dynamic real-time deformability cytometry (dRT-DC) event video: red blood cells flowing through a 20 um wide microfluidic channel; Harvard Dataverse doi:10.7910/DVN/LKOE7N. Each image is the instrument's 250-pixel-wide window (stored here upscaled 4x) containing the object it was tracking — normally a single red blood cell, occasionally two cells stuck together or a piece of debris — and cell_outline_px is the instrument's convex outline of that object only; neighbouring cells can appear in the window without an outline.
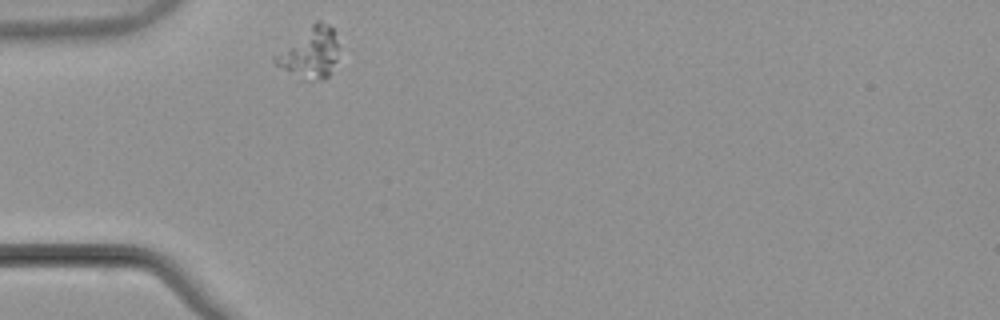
{"species": "common noctule bat (a hibernating species)", "species_latin": "Nyctalus noctula", "temperature_condition": "warm", "stored_images_in_passage": 34, "camera_frame_rate_fps": 3000, "um_per_image_px": 0.085, "animal": {"sex": "male", "body_mass_g": 21.5, "forearm_length_mm": 52.0}, "frame": {"image": 1, "passage_image": 1, "time_ms": 0.0, "image_size_px": [1000, 320], "cell_outline_px": [[336, 60], [328, 76], [324, 80], [300, 80], [276, 64], [272, 60], [272, 56], [316, 20], [320, 20], [328, 24], [332, 28], [336, 40]], "centroid_in_image_um": [26.3, 4.51], "position_along_channel_um": 58.7, "area_um2": 18.67}}
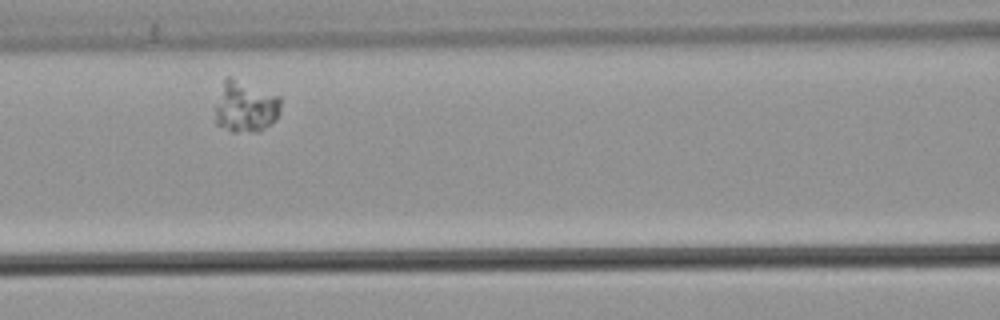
{"frame": {"image": 2, "passage_image": 9, "time_ms": 2.667, "image_size_px": [1000, 320], "cell_outline_px": [[280, 112], [276, 120], [260, 132], [232, 132], [216, 124], [216, 104], [224, 76], [232, 76], [280, 96]], "centroid_in_image_um": [20.87, 9.06], "position_along_channel_um": 145.7, "area_um2": 20.0}}
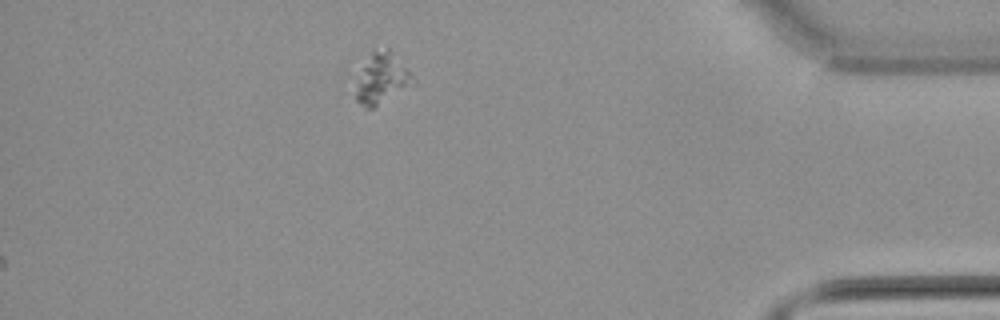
{"frame": {"image": 3, "passage_image": 34, "time_ms": 11.0, "image_size_px": [1000, 320], "cell_outline_px": [[416, 84], [376, 108], [364, 108], [356, 100], [356, 92], [364, 68], [372, 52], [388, 48], [412, 76]], "centroid_in_image_um": [32.51, 6.77], "position_along_channel_um": 402.7, "area_um2": 16.18}}